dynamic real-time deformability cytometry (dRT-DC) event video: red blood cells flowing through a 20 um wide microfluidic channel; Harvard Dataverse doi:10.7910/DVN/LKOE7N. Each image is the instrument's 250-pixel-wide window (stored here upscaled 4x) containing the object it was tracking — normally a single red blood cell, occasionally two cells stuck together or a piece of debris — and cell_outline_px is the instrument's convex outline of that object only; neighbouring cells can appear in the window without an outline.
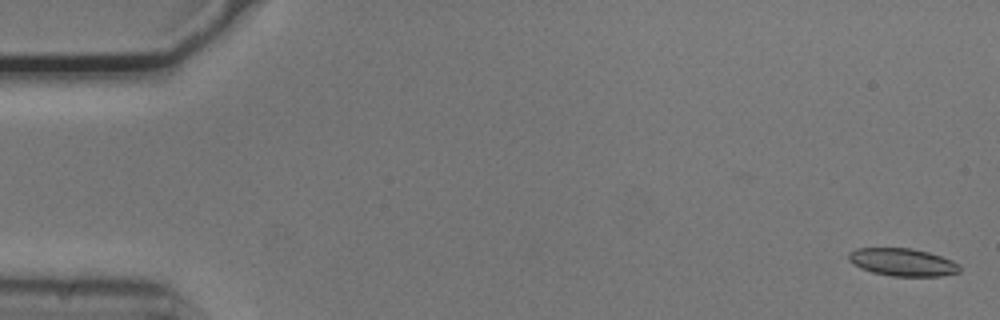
{"species": "common noctule bat (a hibernating species)", "species_latin": "Nyctalus noctula", "temperature_condition": "cold", "stored_images_in_passage": 26, "camera_frame_rate_fps": 3000, "um_per_image_px": 0.085, "animal": {"sex": "male", "body_mass_g": 20.5, "forearm_length_mm": 52.5}, "frame": {"image": 1, "passage_image": 1, "time_ms": 0.0, "image_size_px": [1000, 320], "cell_outline_px": [[960, 272], [940, 276], [892, 276], [872, 272], [860, 268], [848, 260], [848, 252], [856, 248], [912, 248], [928, 252], [952, 260], [960, 264]], "centroid_in_image_um": [76.71, 22.28], "position_along_channel_um": 8.3, "area_um2": 17.98}}
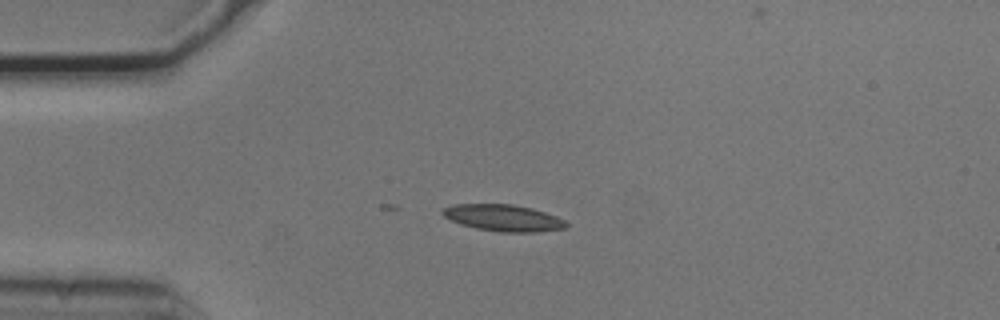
{"frame": {"image": 2, "passage_image": 13, "time_ms": 4.0, "image_size_px": [1000, 320], "cell_outline_px": [[568, 224], [564, 228], [536, 232], [500, 232], [476, 228], [460, 224], [444, 216], [440, 212], [444, 208], [452, 204], [512, 204], [532, 208], [556, 216], [564, 220]], "centroid_in_image_um": [42.76, 18.51], "position_along_channel_um": 42.2, "area_um2": 19.07}}
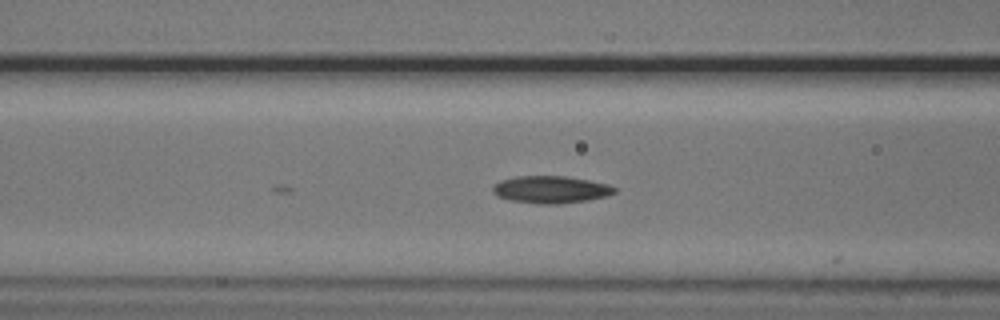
{"frame": {"image": 3, "passage_image": 21, "time_ms": 6.667, "image_size_px": [1000, 320], "cell_outline_px": [[616, 192], [608, 196], [588, 200], [560, 204], [540, 204], [508, 200], [496, 196], [492, 192], [492, 188], [500, 180], [516, 176], [564, 176], [588, 180], [608, 184], [616, 188]], "centroid_in_image_um": [46.81, 16.12], "position_along_channel_um": 119.8, "area_um2": 19.48}}